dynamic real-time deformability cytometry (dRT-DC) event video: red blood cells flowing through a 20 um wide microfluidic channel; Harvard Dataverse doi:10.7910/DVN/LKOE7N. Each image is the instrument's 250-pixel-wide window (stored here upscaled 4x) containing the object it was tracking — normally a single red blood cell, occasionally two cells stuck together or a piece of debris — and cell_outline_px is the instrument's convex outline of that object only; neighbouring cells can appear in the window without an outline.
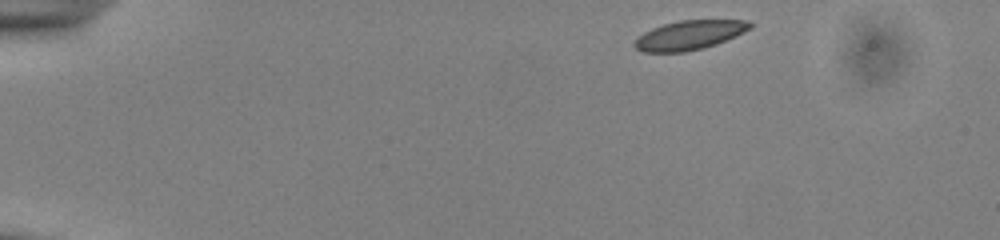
{"species": "common noctule bat (a hibernating species)", "species_latin": "Nyctalus noctula", "temperature_condition": "cold", "stored_images_in_passage": 46, "camera_frame_rate_fps": 3000, "um_per_image_px": 0.085, "animal": {"sex": "male", "body_mass_g": 13.0, "forearm_length_mm": 53.1}, "frame": {"image": 1, "passage_image": 1, "time_ms": 0.0, "image_size_px": [1000, 240], "cell_outline_px": [[752, 28], [744, 32], [716, 44], [704, 48], [684, 52], [644, 52], [636, 48], [632, 44], [644, 32], [652, 28], [664, 24], [680, 20], [748, 20], [752, 24]], "centroid_in_image_um": [58.61, 2.98], "position_along_channel_um": 26.4, "area_um2": 19.59}}
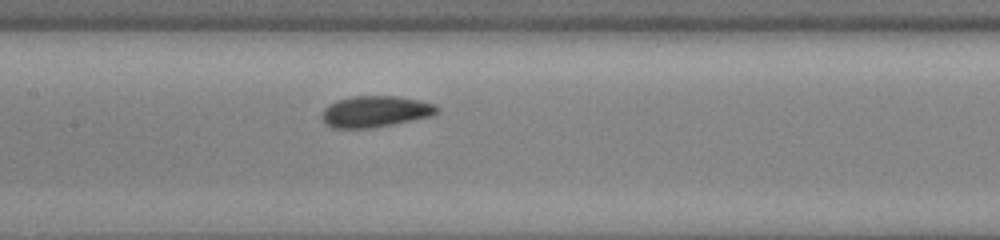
{"frame": {"image": 2, "passage_image": 20, "time_ms": 6.333, "image_size_px": [1000, 240], "cell_outline_px": [[440, 108], [432, 116], [372, 128], [332, 128], [324, 124], [320, 116], [324, 108], [328, 104], [336, 100], [352, 96], [396, 96], [436, 104]], "centroid_in_image_um": [31.84, 9.48], "position_along_channel_um": 175.6, "area_um2": 21.1}}
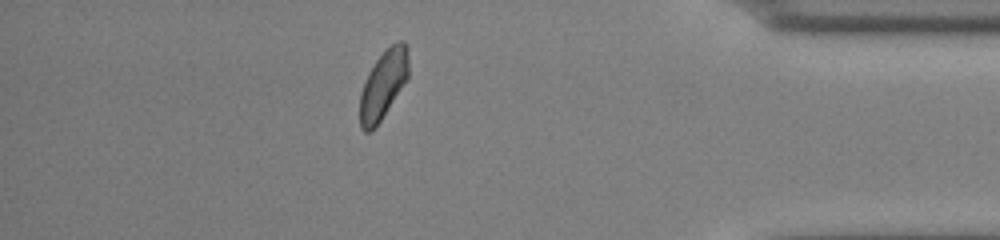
{"frame": {"image": 3, "passage_image": 40, "time_ms": 13.0, "image_size_px": [1000, 240], "cell_outline_px": [[408, 76], [380, 120], [372, 132], [364, 132], [360, 128], [360, 92], [368, 72], [376, 60], [392, 44], [400, 40], [404, 40], [408, 48]], "centroid_in_image_um": [32.55, 7.19], "position_along_channel_um": 402.6, "area_um2": 19.07}, "authors_computed_cell_mechanics": {"area_um2": 20.1144, "velocity_mm_per_s": 3.871, "shape_relaxation_time_tau1_ms": 2.9151, "shape_relaxation_time_tau2_ms": 1.7388, "deformation_change_tau1": 0.0818, "deformation_change_tau2": 0.0667}}